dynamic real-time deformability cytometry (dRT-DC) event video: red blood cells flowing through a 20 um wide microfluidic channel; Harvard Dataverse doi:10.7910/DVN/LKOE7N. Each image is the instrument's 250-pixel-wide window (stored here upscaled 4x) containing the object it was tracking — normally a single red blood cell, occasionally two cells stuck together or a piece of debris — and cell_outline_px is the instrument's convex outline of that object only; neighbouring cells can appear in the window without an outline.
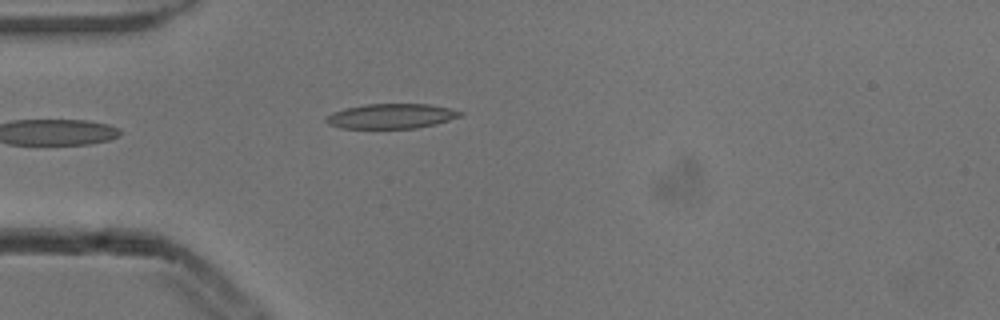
{"species": "common noctule bat (a hibernating species)", "species_latin": "Nyctalus noctula", "temperature_condition": "cold", "stored_images_in_passage": 4, "camera_frame_rate_fps": 3000, "um_per_image_px": 0.085, "animal": {"sex": "male", "body_mass_g": 13.3}, "frame": {"image": 1, "passage_image": 4, "time_ms": 1.0, "image_size_px": [1000, 320], "cell_outline_px": [[464, 116], [436, 124], [416, 128], [340, 128], [328, 124], [324, 120], [332, 112], [344, 108], [364, 104], [428, 104], [448, 108], [464, 112]], "centroid_in_image_um": [33.27, 9.87], "position_along_channel_um": 51.7, "area_um2": 19.54}}